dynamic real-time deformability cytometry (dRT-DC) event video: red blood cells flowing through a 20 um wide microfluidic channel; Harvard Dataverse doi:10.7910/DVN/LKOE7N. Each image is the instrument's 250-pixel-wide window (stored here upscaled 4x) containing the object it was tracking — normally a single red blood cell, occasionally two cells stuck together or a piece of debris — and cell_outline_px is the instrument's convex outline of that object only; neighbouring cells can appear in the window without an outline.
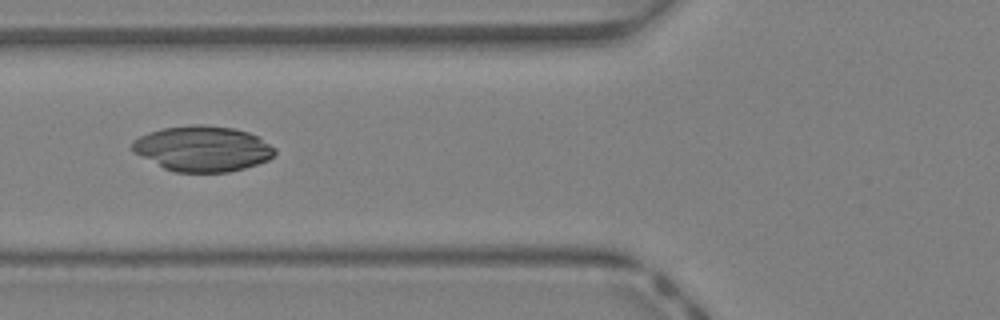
{"species": "Egyptian fruit bat (a non-hibernating species)", "species_latin": "Rousettus aegyptiacus", "temperature_condition": "warm", "stored_images_in_passage": 34, "camera_frame_rate_fps": 3000, "um_per_image_px": 0.085, "animal": {"sex": "female"}, "frame": {"image": 1, "passage_image": 8, "time_ms": 2.333, "image_size_px": [1000, 320], "cell_outline_px": [[276, 152], [268, 160], [244, 168], [228, 172], [176, 172], [164, 168], [136, 152], [132, 148], [132, 144], [140, 136], [148, 132], [164, 128], [192, 124], [200, 124], [232, 128], [248, 132], [256, 136], [276, 148]], "centroid_in_image_um": [17.25, 12.63], "position_along_channel_um": 108.5, "area_um2": 37.22}}
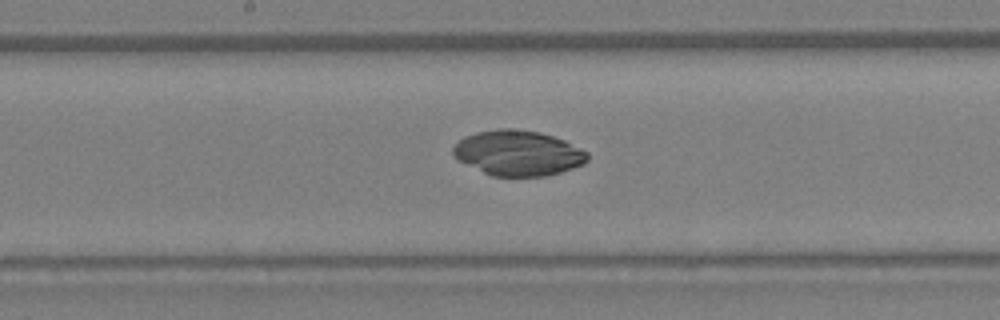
{"frame": {"image": 2, "passage_image": 14, "time_ms": 4.333, "image_size_px": [1000, 320], "cell_outline_px": [[588, 160], [584, 164], [560, 172], [544, 176], [492, 176], [460, 160], [452, 152], [452, 148], [464, 136], [476, 132], [496, 128], [512, 128], [540, 132], [564, 140], [588, 152]], "centroid_in_image_um": [44.05, 12.99], "position_along_channel_um": 204.1, "area_um2": 35.2}}
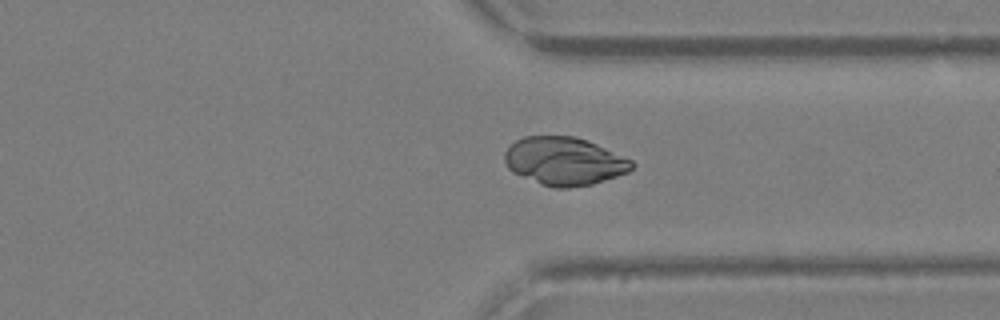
{"frame": {"image": 3, "passage_image": 24, "time_ms": 7.667, "image_size_px": [1000, 320], "cell_outline_px": [[636, 164], [628, 172], [592, 184], [568, 188], [556, 188], [540, 184], [512, 172], [508, 168], [504, 160], [504, 152], [516, 140], [524, 136], [576, 136], [588, 140], [632, 160]], "centroid_in_image_um": [47.96, 13.69], "position_along_channel_um": 363.4, "area_um2": 35.66}}